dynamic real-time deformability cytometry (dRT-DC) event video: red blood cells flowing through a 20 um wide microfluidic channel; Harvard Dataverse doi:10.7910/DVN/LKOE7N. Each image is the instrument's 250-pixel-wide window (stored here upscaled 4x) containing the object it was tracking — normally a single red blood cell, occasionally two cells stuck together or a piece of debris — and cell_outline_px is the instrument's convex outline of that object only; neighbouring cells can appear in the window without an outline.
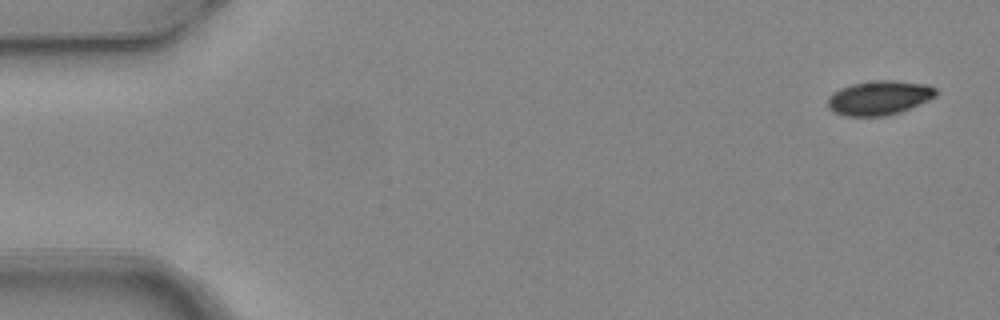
{"species": "common noctule bat (a hibernating species)", "species_latin": "Nyctalus noctula", "temperature_condition": "warm", "stored_images_in_passage": 5, "camera_frame_rate_fps": 3000, "um_per_image_px": 0.085, "animal": {"sex": "female", "body_mass_g": 24.6, "forearm_length_mm": 56.2}, "frame": {"image": 1, "passage_image": 1, "time_ms": 0.0, "image_size_px": [1000, 320], "cell_outline_px": [[936, 96], [928, 100], [900, 112], [884, 116], [844, 116], [832, 112], [828, 108], [828, 96], [832, 92], [840, 88], [852, 84], [876, 80], [892, 80], [928, 84], [936, 88]], "centroid_in_image_um": [74.7, 8.31], "position_along_channel_um": 10.3, "area_um2": 21.73}}
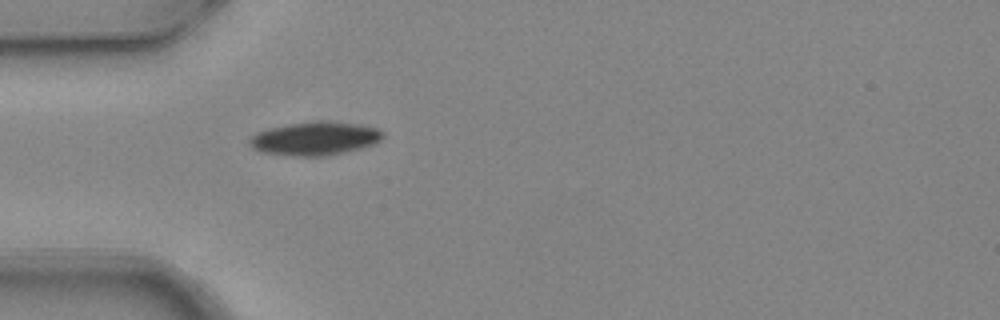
{"frame": {"image": 2, "passage_image": 5, "time_ms": 1.333, "image_size_px": [1000, 320], "cell_outline_px": [[384, 136], [380, 140], [372, 144], [360, 148], [324, 156], [284, 156], [260, 152], [252, 148], [248, 144], [248, 140], [256, 132], [268, 128], [288, 124], [352, 124], [376, 128], [384, 132]], "centroid_in_image_um": [26.66, 11.83], "position_along_channel_um": 58.3, "area_um2": 25.03}}